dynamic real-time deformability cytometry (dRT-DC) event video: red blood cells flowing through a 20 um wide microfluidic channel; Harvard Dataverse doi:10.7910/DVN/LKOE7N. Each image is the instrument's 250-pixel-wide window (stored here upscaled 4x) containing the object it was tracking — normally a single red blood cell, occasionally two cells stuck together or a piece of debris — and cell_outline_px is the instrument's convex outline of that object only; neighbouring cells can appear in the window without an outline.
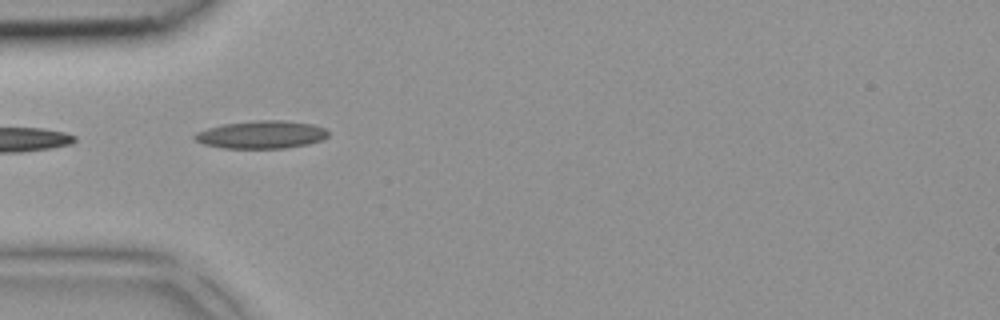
{"species": "common noctule bat (a hibernating species)", "species_latin": "Nyctalus noctula", "temperature_condition": "room temperature", "stored_images_in_passage": 2, "camera_frame_rate_fps": 3000, "um_per_image_px": 0.085, "animal": {"sex": "female", "body_mass_g": 18.4}, "frame": {"image": 1, "passage_image": 2, "time_ms": 0.333, "image_size_px": [1000, 320], "cell_outline_px": [[328, 136], [324, 140], [308, 144], [284, 148], [224, 148], [204, 144], [196, 140], [192, 136], [196, 132], [208, 128], [224, 124], [256, 120], [284, 120], [312, 124], [328, 128]], "centroid_in_image_um": [22.27, 11.44], "position_along_channel_um": 62.7, "area_um2": 21.73}}